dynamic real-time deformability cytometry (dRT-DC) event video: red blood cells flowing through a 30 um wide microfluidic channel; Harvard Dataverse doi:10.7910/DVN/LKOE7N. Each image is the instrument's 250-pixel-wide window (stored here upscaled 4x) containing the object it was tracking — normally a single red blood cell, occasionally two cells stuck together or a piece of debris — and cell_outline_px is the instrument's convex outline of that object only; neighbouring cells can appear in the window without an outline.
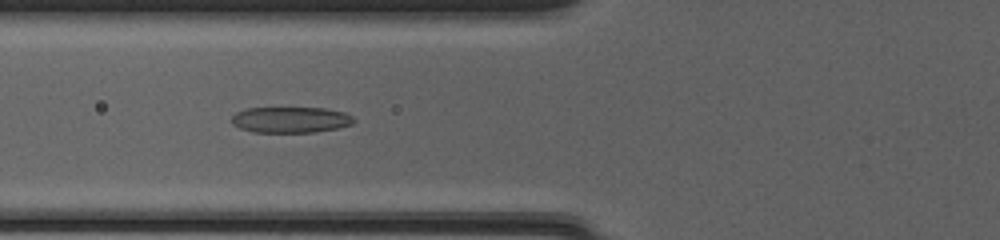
{"species": "common noctule bat (a hibernating species)", "species_latin": "Nyctalus noctula", "temperature_condition": "cold", "stored_images_in_passage": 51, "camera_frame_rate_fps": 3000, "um_per_image_px": 0.085, "animal": {"sex": "female", "body_mass_g": 20.0, "forearm_length_mm": 54.0}, "frame": {"image": 1, "passage_image": 21, "time_ms": 6.667, "image_size_px": [1000, 240], "cell_outline_px": [[356, 120], [352, 124], [340, 128], [316, 132], [252, 132], [240, 128], [232, 124], [228, 120], [236, 112], [248, 108], [324, 108], [344, 112], [352, 116]], "centroid_in_image_um": [24.69, 10.18], "position_along_channel_um": 101.1, "area_um2": 18.67}}
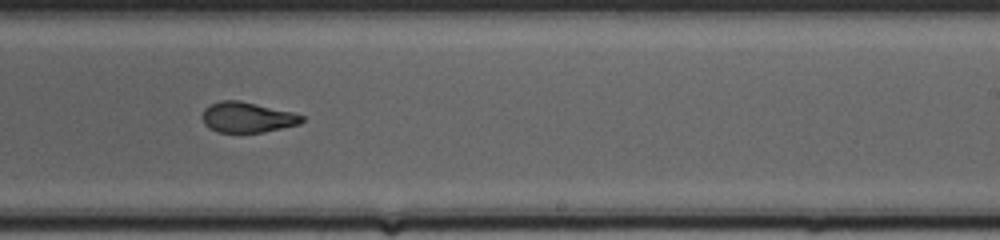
{"frame": {"image": 2, "passage_image": 33, "time_ms": 10.667, "image_size_px": [1000, 240], "cell_outline_px": [[304, 120], [300, 124], [264, 132], [216, 132], [208, 128], [204, 124], [200, 116], [204, 108], [208, 104], [220, 100], [240, 100], [292, 112], [304, 116]], "centroid_in_image_um": [20.96, 9.96], "position_along_channel_um": 268.0, "area_um2": 17.92}}
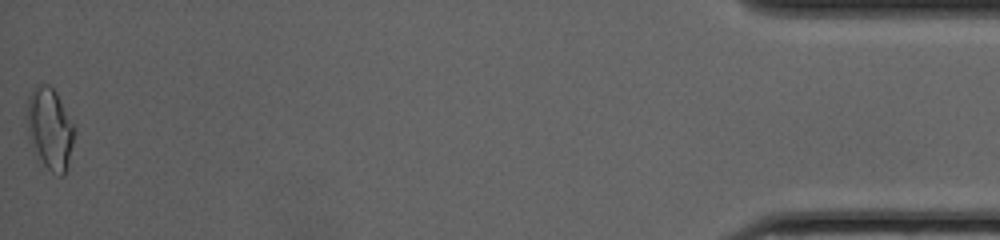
{"frame": {"image": 3, "passage_image": 51, "time_ms": 16.667, "image_size_px": [1000, 240], "cell_outline_px": [[76, 132], [68, 168], [64, 176], [56, 176], [36, 160], [28, 140], [24, 116], [28, 96], [32, 88], [36, 84], [48, 84], [56, 92], [76, 124]], "centroid_in_image_um": [4.22, 10.98], "position_along_channel_um": 431.0, "area_um2": 24.28}, "authors_computed_cell_mechanics": {"area_um2": 19.1318, "velocity_mm_per_s": 4.1582, "shape_relaxation_time_tau1_ms": 11.0781, "shape_relaxation_time_tau2_ms": 1.1471, "deformation_change_tau1": 0.3425, "deformation_change_tau2": 0.0786}}